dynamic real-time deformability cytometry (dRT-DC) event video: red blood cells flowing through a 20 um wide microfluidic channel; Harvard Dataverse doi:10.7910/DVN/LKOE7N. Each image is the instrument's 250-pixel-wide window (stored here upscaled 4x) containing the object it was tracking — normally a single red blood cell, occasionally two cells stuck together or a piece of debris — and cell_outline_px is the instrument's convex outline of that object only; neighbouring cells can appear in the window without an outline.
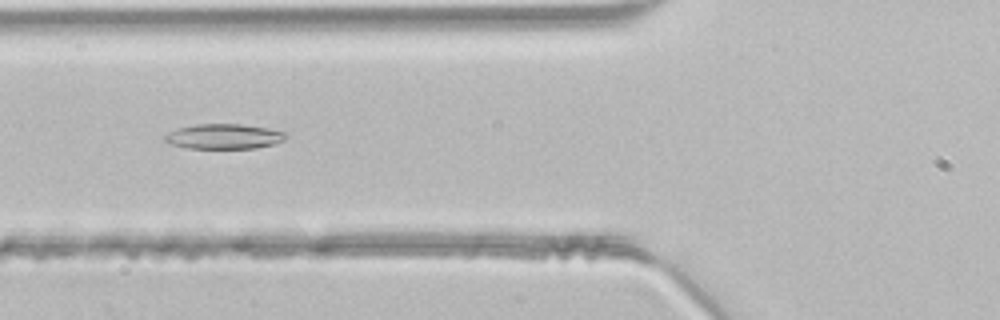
{"species": "common noctule bat (a hibernating species)", "species_latin": "Nyctalus noctula", "temperature_condition": "room temperature", "stored_images_in_passage": 43, "segment_of_instrument_passage": [1, 2], "camera_frame_rate_fps": 3000, "um_per_image_px": 0.085, "animal": {"sex": "male", "body_mass_g": 21.5, "forearm_length_mm": 52.0}, "frame": {"image": 1, "passage_image": 14, "time_ms": 4.333, "image_size_px": [1000, 320], "cell_outline_px": [[288, 136], [284, 140], [272, 144], [256, 148], [188, 148], [172, 144], [164, 140], [164, 136], [168, 132], [180, 128], [196, 124], [240, 124], [268, 128], [284, 132]], "centroid_in_image_um": [19.04, 11.59], "position_along_channel_um": 106.8, "area_um2": 17.46}}
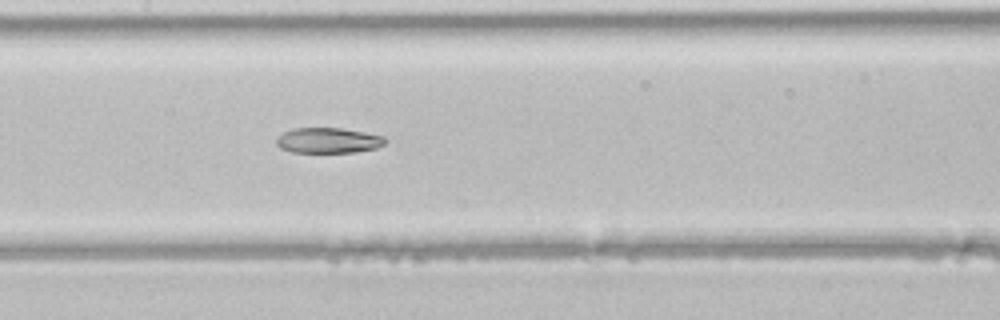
{"frame": {"image": 2, "passage_image": 19, "time_ms": 6.0, "image_size_px": [1000, 320], "cell_outline_px": [[384, 144], [376, 148], [356, 152], [292, 152], [280, 148], [276, 144], [276, 140], [284, 132], [292, 128], [340, 128], [364, 132], [384, 136]], "centroid_in_image_um": [27.88, 11.94], "position_along_channel_um": 179.5, "area_um2": 15.95}}
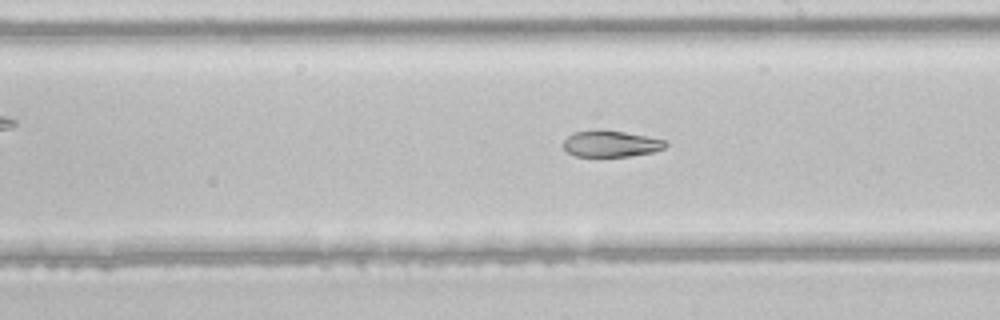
{"frame": {"image": 3, "passage_image": 23, "time_ms": 7.333, "image_size_px": [1000, 320], "cell_outline_px": [[668, 144], [664, 148], [652, 152], [628, 156], [576, 156], [568, 152], [564, 148], [564, 140], [572, 132], [600, 128], [624, 132], [664, 140]], "centroid_in_image_um": [51.88, 12.2], "position_along_channel_um": 237.1, "area_um2": 15.66}}